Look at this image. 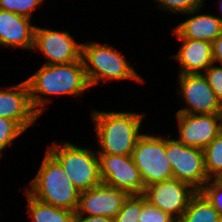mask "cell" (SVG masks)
<instances>
[{"label": "cell", "mask_w": 222, "mask_h": 222, "mask_svg": "<svg viewBox=\"0 0 222 222\" xmlns=\"http://www.w3.org/2000/svg\"><path fill=\"white\" fill-rule=\"evenodd\" d=\"M202 7L188 12L190 17L174 28V34L178 39H193L213 42L222 32V18L209 14L195 15Z\"/></svg>", "instance_id": "obj_16"}, {"label": "cell", "mask_w": 222, "mask_h": 222, "mask_svg": "<svg viewBox=\"0 0 222 222\" xmlns=\"http://www.w3.org/2000/svg\"><path fill=\"white\" fill-rule=\"evenodd\" d=\"M199 192L212 204L214 209L222 216V186L211 179L199 190Z\"/></svg>", "instance_id": "obj_25"}, {"label": "cell", "mask_w": 222, "mask_h": 222, "mask_svg": "<svg viewBox=\"0 0 222 222\" xmlns=\"http://www.w3.org/2000/svg\"><path fill=\"white\" fill-rule=\"evenodd\" d=\"M197 192L191 185L171 178L145 187L143 195L149 204L173 218H180Z\"/></svg>", "instance_id": "obj_9"}, {"label": "cell", "mask_w": 222, "mask_h": 222, "mask_svg": "<svg viewBox=\"0 0 222 222\" xmlns=\"http://www.w3.org/2000/svg\"><path fill=\"white\" fill-rule=\"evenodd\" d=\"M143 115L136 112H92L99 142L98 154L131 155L140 134Z\"/></svg>", "instance_id": "obj_2"}, {"label": "cell", "mask_w": 222, "mask_h": 222, "mask_svg": "<svg viewBox=\"0 0 222 222\" xmlns=\"http://www.w3.org/2000/svg\"><path fill=\"white\" fill-rule=\"evenodd\" d=\"M102 183L129 194H143L145 186L131 155L98 154Z\"/></svg>", "instance_id": "obj_11"}, {"label": "cell", "mask_w": 222, "mask_h": 222, "mask_svg": "<svg viewBox=\"0 0 222 222\" xmlns=\"http://www.w3.org/2000/svg\"><path fill=\"white\" fill-rule=\"evenodd\" d=\"M27 191L35 199L76 212L80 191L74 186L60 163L46 151L40 169Z\"/></svg>", "instance_id": "obj_3"}, {"label": "cell", "mask_w": 222, "mask_h": 222, "mask_svg": "<svg viewBox=\"0 0 222 222\" xmlns=\"http://www.w3.org/2000/svg\"><path fill=\"white\" fill-rule=\"evenodd\" d=\"M28 208L33 222H73L75 212L43 203L26 191Z\"/></svg>", "instance_id": "obj_18"}, {"label": "cell", "mask_w": 222, "mask_h": 222, "mask_svg": "<svg viewBox=\"0 0 222 222\" xmlns=\"http://www.w3.org/2000/svg\"><path fill=\"white\" fill-rule=\"evenodd\" d=\"M73 222H113V218L102 215H80L75 212Z\"/></svg>", "instance_id": "obj_28"}, {"label": "cell", "mask_w": 222, "mask_h": 222, "mask_svg": "<svg viewBox=\"0 0 222 222\" xmlns=\"http://www.w3.org/2000/svg\"><path fill=\"white\" fill-rule=\"evenodd\" d=\"M158 7L172 13H188L199 7H203L204 0H154Z\"/></svg>", "instance_id": "obj_24"}, {"label": "cell", "mask_w": 222, "mask_h": 222, "mask_svg": "<svg viewBox=\"0 0 222 222\" xmlns=\"http://www.w3.org/2000/svg\"><path fill=\"white\" fill-rule=\"evenodd\" d=\"M173 219L161 209L149 204L143 195V207L139 215V222H169Z\"/></svg>", "instance_id": "obj_26"}, {"label": "cell", "mask_w": 222, "mask_h": 222, "mask_svg": "<svg viewBox=\"0 0 222 222\" xmlns=\"http://www.w3.org/2000/svg\"><path fill=\"white\" fill-rule=\"evenodd\" d=\"M166 156L172 166L173 178L199 191L208 180L204 151L186 146L177 139L166 138Z\"/></svg>", "instance_id": "obj_7"}, {"label": "cell", "mask_w": 222, "mask_h": 222, "mask_svg": "<svg viewBox=\"0 0 222 222\" xmlns=\"http://www.w3.org/2000/svg\"><path fill=\"white\" fill-rule=\"evenodd\" d=\"M131 157L145 187L173 178L172 166L166 156V137L142 134Z\"/></svg>", "instance_id": "obj_6"}, {"label": "cell", "mask_w": 222, "mask_h": 222, "mask_svg": "<svg viewBox=\"0 0 222 222\" xmlns=\"http://www.w3.org/2000/svg\"><path fill=\"white\" fill-rule=\"evenodd\" d=\"M26 82L32 106L39 115L43 114L46 103L50 102L44 96H77L90 88L82 58L68 64H43Z\"/></svg>", "instance_id": "obj_1"}, {"label": "cell", "mask_w": 222, "mask_h": 222, "mask_svg": "<svg viewBox=\"0 0 222 222\" xmlns=\"http://www.w3.org/2000/svg\"><path fill=\"white\" fill-rule=\"evenodd\" d=\"M221 215L198 191L190 200L188 208L179 218L180 222H220Z\"/></svg>", "instance_id": "obj_19"}, {"label": "cell", "mask_w": 222, "mask_h": 222, "mask_svg": "<svg viewBox=\"0 0 222 222\" xmlns=\"http://www.w3.org/2000/svg\"><path fill=\"white\" fill-rule=\"evenodd\" d=\"M40 115L32 106L26 80L0 89V117L15 120L25 131Z\"/></svg>", "instance_id": "obj_14"}, {"label": "cell", "mask_w": 222, "mask_h": 222, "mask_svg": "<svg viewBox=\"0 0 222 222\" xmlns=\"http://www.w3.org/2000/svg\"><path fill=\"white\" fill-rule=\"evenodd\" d=\"M35 25L30 18L0 9V44L33 50Z\"/></svg>", "instance_id": "obj_15"}, {"label": "cell", "mask_w": 222, "mask_h": 222, "mask_svg": "<svg viewBox=\"0 0 222 222\" xmlns=\"http://www.w3.org/2000/svg\"><path fill=\"white\" fill-rule=\"evenodd\" d=\"M178 82V95L183 97L186 107L176 113L222 114V105L203 73L179 74Z\"/></svg>", "instance_id": "obj_8"}, {"label": "cell", "mask_w": 222, "mask_h": 222, "mask_svg": "<svg viewBox=\"0 0 222 222\" xmlns=\"http://www.w3.org/2000/svg\"><path fill=\"white\" fill-rule=\"evenodd\" d=\"M203 151L208 178L216 179L222 174V130Z\"/></svg>", "instance_id": "obj_20"}, {"label": "cell", "mask_w": 222, "mask_h": 222, "mask_svg": "<svg viewBox=\"0 0 222 222\" xmlns=\"http://www.w3.org/2000/svg\"><path fill=\"white\" fill-rule=\"evenodd\" d=\"M222 186V174L215 179Z\"/></svg>", "instance_id": "obj_30"}, {"label": "cell", "mask_w": 222, "mask_h": 222, "mask_svg": "<svg viewBox=\"0 0 222 222\" xmlns=\"http://www.w3.org/2000/svg\"><path fill=\"white\" fill-rule=\"evenodd\" d=\"M33 50H39L48 59L44 64H68L81 59L82 43L75 41L68 31L35 26Z\"/></svg>", "instance_id": "obj_10"}, {"label": "cell", "mask_w": 222, "mask_h": 222, "mask_svg": "<svg viewBox=\"0 0 222 222\" xmlns=\"http://www.w3.org/2000/svg\"><path fill=\"white\" fill-rule=\"evenodd\" d=\"M128 195L129 193L126 191L101 183L94 188L79 193L76 213L114 218L123 207Z\"/></svg>", "instance_id": "obj_13"}, {"label": "cell", "mask_w": 222, "mask_h": 222, "mask_svg": "<svg viewBox=\"0 0 222 222\" xmlns=\"http://www.w3.org/2000/svg\"><path fill=\"white\" fill-rule=\"evenodd\" d=\"M47 151L60 163L74 186L81 192L102 183L98 153L71 142L55 141Z\"/></svg>", "instance_id": "obj_5"}, {"label": "cell", "mask_w": 222, "mask_h": 222, "mask_svg": "<svg viewBox=\"0 0 222 222\" xmlns=\"http://www.w3.org/2000/svg\"><path fill=\"white\" fill-rule=\"evenodd\" d=\"M176 116L179 129L177 140L186 146L204 149L222 130V114L176 113Z\"/></svg>", "instance_id": "obj_12"}, {"label": "cell", "mask_w": 222, "mask_h": 222, "mask_svg": "<svg viewBox=\"0 0 222 222\" xmlns=\"http://www.w3.org/2000/svg\"><path fill=\"white\" fill-rule=\"evenodd\" d=\"M213 63H220L222 66V32L212 42Z\"/></svg>", "instance_id": "obj_29"}, {"label": "cell", "mask_w": 222, "mask_h": 222, "mask_svg": "<svg viewBox=\"0 0 222 222\" xmlns=\"http://www.w3.org/2000/svg\"><path fill=\"white\" fill-rule=\"evenodd\" d=\"M44 0H0V9L14 12L31 19L32 12Z\"/></svg>", "instance_id": "obj_23"}, {"label": "cell", "mask_w": 222, "mask_h": 222, "mask_svg": "<svg viewBox=\"0 0 222 222\" xmlns=\"http://www.w3.org/2000/svg\"><path fill=\"white\" fill-rule=\"evenodd\" d=\"M169 222H180V219L179 218H173L171 221Z\"/></svg>", "instance_id": "obj_31"}, {"label": "cell", "mask_w": 222, "mask_h": 222, "mask_svg": "<svg viewBox=\"0 0 222 222\" xmlns=\"http://www.w3.org/2000/svg\"><path fill=\"white\" fill-rule=\"evenodd\" d=\"M110 46L107 43H82L81 58L90 87L100 81L111 80L132 79L144 83V79L127 63L124 55Z\"/></svg>", "instance_id": "obj_4"}, {"label": "cell", "mask_w": 222, "mask_h": 222, "mask_svg": "<svg viewBox=\"0 0 222 222\" xmlns=\"http://www.w3.org/2000/svg\"><path fill=\"white\" fill-rule=\"evenodd\" d=\"M24 132L15 120L0 117V158L3 156V149L12 145L13 140Z\"/></svg>", "instance_id": "obj_22"}, {"label": "cell", "mask_w": 222, "mask_h": 222, "mask_svg": "<svg viewBox=\"0 0 222 222\" xmlns=\"http://www.w3.org/2000/svg\"><path fill=\"white\" fill-rule=\"evenodd\" d=\"M143 207V194H129L113 222H139Z\"/></svg>", "instance_id": "obj_21"}, {"label": "cell", "mask_w": 222, "mask_h": 222, "mask_svg": "<svg viewBox=\"0 0 222 222\" xmlns=\"http://www.w3.org/2000/svg\"><path fill=\"white\" fill-rule=\"evenodd\" d=\"M182 45L172 58L181 65L180 74L203 73L213 64L212 43L204 40L180 39Z\"/></svg>", "instance_id": "obj_17"}, {"label": "cell", "mask_w": 222, "mask_h": 222, "mask_svg": "<svg viewBox=\"0 0 222 222\" xmlns=\"http://www.w3.org/2000/svg\"><path fill=\"white\" fill-rule=\"evenodd\" d=\"M203 75L222 105V66H215L213 63L203 72Z\"/></svg>", "instance_id": "obj_27"}]
</instances>
